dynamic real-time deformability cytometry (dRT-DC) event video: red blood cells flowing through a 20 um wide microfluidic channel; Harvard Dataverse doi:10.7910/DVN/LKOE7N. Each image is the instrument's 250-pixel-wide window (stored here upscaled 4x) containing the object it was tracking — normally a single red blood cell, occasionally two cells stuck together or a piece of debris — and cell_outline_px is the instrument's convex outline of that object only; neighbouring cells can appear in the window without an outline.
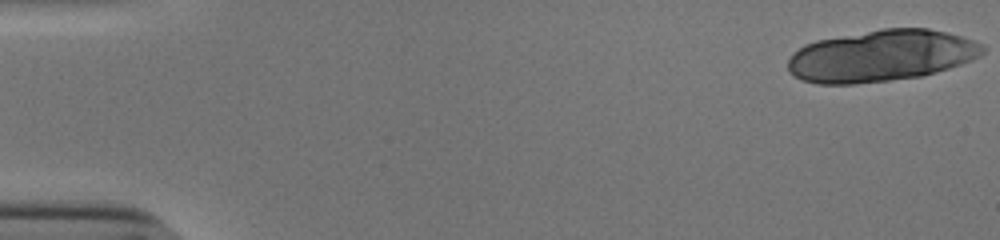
{"species": "human", "species_latin": "Homo sapiens", "temperature_condition": "cold", "stored_images_in_passage": 19, "camera_frame_rate_fps": 3000, "um_per_image_px": 0.085, "donor": {"sex": "male"}, "frame": {"image": 1, "passage_image": 1, "time_ms": 0.0, "image_size_px": [1000, 240], "cell_outline_px": [[984, 52], [980, 56], [960, 64], [936, 72], [920, 76], [888, 80], [852, 84], [820, 84], [800, 80], [788, 72], [788, 60], [792, 52], [804, 44], [816, 40], [884, 28], [928, 28], [960, 36], [984, 44]], "centroid_in_image_um": [74.86, 4.74], "position_along_channel_um": 10.1, "area_um2": 58.44}}